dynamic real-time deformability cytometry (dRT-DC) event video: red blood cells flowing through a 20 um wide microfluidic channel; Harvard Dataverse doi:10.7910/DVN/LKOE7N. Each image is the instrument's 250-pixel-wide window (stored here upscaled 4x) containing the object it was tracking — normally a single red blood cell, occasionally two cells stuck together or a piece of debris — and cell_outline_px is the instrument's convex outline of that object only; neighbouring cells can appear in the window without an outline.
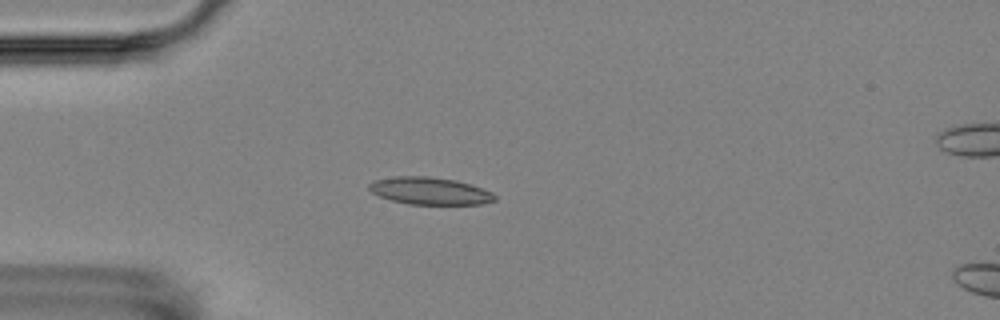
{"species": "Egyptian fruit bat (a non-hibernating species)", "species_latin": "Rousettus aegyptiacus", "temperature_condition": "room temperature", "stored_images_in_passage": 5, "camera_frame_rate_fps": 3000, "um_per_image_px": 0.085, "animal": {"sex": "female"}, "frame": {"image": 1, "passage_image": 4, "time_ms": 4.333, "image_size_px": [1000, 320], "cell_outline_px": [[496, 200], [480, 204], [408, 204], [392, 200], [380, 196], [372, 192], [368, 188], [368, 184], [372, 180], [392, 176], [428, 176], [456, 180], [472, 184], [492, 192], [496, 196]], "centroid_in_image_um": [36.52, 16.21], "position_along_channel_um": 48.5, "area_um2": 20.11}}